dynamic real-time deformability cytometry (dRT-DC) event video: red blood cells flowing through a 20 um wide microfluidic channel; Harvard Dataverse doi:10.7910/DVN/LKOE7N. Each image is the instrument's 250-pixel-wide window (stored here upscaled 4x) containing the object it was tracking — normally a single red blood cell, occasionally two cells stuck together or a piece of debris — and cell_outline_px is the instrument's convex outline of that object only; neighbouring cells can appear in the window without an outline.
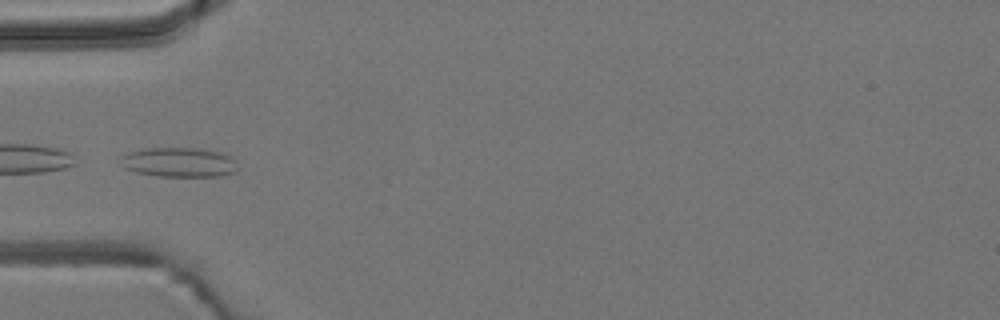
{"species": "common noctule bat (a hibernating species)", "species_latin": "Nyctalus noctula", "temperature_condition": "room temperature", "stored_images_in_passage": 5, "camera_frame_rate_fps": 3000, "um_per_image_px": 0.085, "animal": {"sex": "male", "body_mass_g": 19.2, "forearm_length_mm": 51.8}, "frame": {"image": 1, "passage_image": 5, "time_ms": 4.667, "image_size_px": [1000, 320], "cell_outline_px": [[236, 172], [220, 176], [156, 176], [136, 172], [124, 168], [124, 156], [128, 152], [148, 148], [196, 148], [216, 152], [228, 156], [232, 160], [236, 168]], "centroid_in_image_um": [15.2, 13.8], "position_along_channel_um": 69.8, "area_um2": 19.59}}